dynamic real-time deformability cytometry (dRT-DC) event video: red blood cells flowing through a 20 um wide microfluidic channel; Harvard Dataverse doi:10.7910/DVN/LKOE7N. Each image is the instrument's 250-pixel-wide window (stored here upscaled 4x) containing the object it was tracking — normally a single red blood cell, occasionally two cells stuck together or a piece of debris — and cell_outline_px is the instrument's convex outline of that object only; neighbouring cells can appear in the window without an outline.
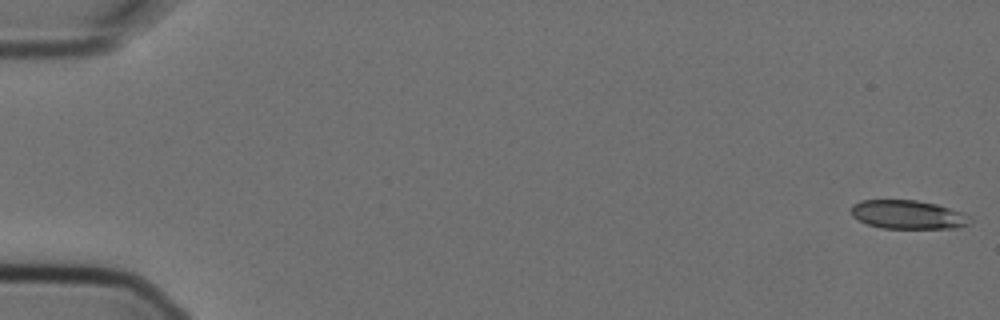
{"species": "Egyptian fruit bat (a non-hibernating species)", "species_latin": "Rousettus aegyptiacus", "temperature_condition": "cold", "stored_images_in_passage": 9, "camera_frame_rate_fps": 3000, "um_per_image_px": 0.085, "animal": {"sex": "female"}, "frame": {"image": 1, "passage_image": 1, "time_ms": 0.0, "image_size_px": [1000, 320], "cell_outline_px": [[972, 224], [956, 228], [880, 228], [868, 224], [852, 216], [852, 204], [860, 200], [916, 200], [936, 204], [964, 212], [972, 216]], "centroid_in_image_um": [77.24, 18.24], "position_along_channel_um": 7.8, "area_um2": 20.11}}
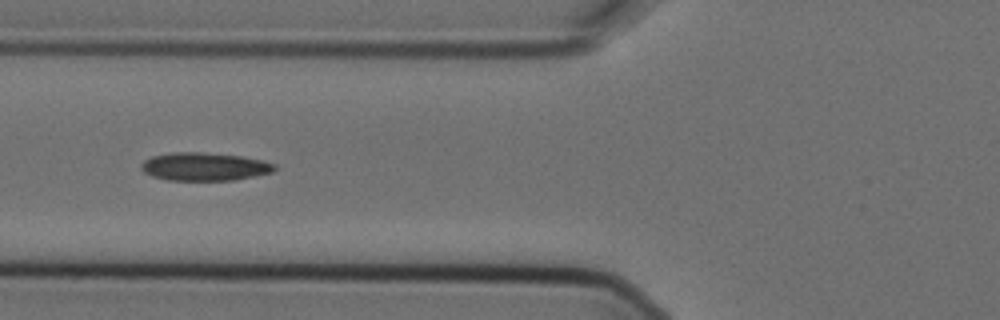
{"frame": {"image": 2, "passage_image": 7, "time_ms": 2.0, "image_size_px": [1000, 320], "cell_outline_px": [[276, 168], [272, 172], [236, 180], [168, 180], [152, 176], [144, 172], [140, 168], [140, 164], [144, 160], [152, 156], [172, 152], [200, 152], [244, 156], [264, 160], [276, 164]], "centroid_in_image_um": [17.39, 14.15], "position_along_channel_um": 108.4, "area_um2": 22.02}}
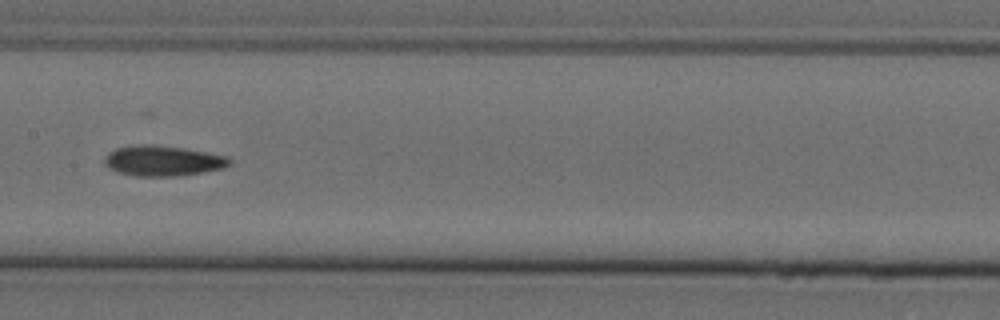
{"frame": {"image": 3, "passage_image": 9, "time_ms": 2.667, "image_size_px": [1000, 320], "cell_outline_px": [[232, 164], [224, 168], [204, 172], [176, 176], [136, 176], [120, 172], [108, 168], [104, 164], [104, 156], [108, 152], [116, 148], [144, 144], [156, 144], [184, 148], [208, 152], [228, 156], [232, 160]], "centroid_in_image_um": [13.87, 13.66], "position_along_channel_um": 193.5, "area_um2": 22.37}}